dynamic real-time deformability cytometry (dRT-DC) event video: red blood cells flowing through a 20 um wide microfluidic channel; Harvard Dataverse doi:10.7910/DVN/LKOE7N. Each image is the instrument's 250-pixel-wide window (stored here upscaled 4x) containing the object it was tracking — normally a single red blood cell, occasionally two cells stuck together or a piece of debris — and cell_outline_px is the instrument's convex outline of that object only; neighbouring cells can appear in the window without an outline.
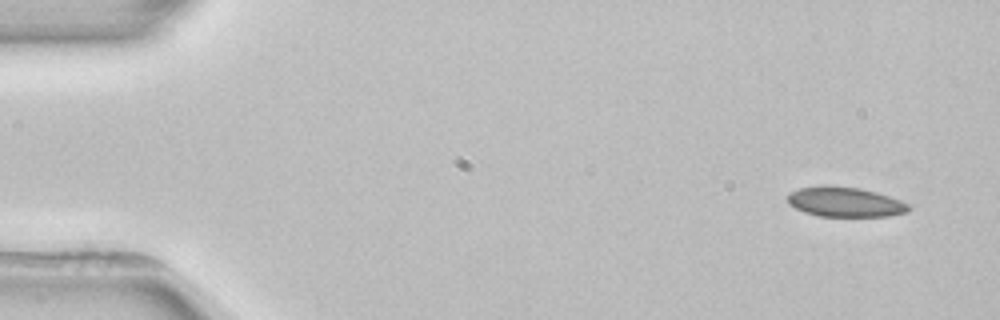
{"species": "common noctule bat (a hibernating species)", "species_latin": "Nyctalus noctula", "temperature_condition": "room temperature", "stored_images_in_passage": 3, "camera_frame_rate_fps": 3000, "um_per_image_px": 0.085, "animal": {"sex": "female", "body_mass_g": 22.7, "forearm_length_mm": 54.2}, "frame": {"image": 1, "passage_image": 1, "time_ms": 0.0, "image_size_px": [1000, 320], "cell_outline_px": [[912, 208], [908, 212], [888, 216], [820, 216], [804, 212], [788, 204], [788, 192], [800, 188], [824, 184], [828, 184], [860, 188], [876, 192], [900, 200], [908, 204]], "centroid_in_image_um": [71.81, 17.15], "position_along_channel_um": 13.2, "area_um2": 21.27}}